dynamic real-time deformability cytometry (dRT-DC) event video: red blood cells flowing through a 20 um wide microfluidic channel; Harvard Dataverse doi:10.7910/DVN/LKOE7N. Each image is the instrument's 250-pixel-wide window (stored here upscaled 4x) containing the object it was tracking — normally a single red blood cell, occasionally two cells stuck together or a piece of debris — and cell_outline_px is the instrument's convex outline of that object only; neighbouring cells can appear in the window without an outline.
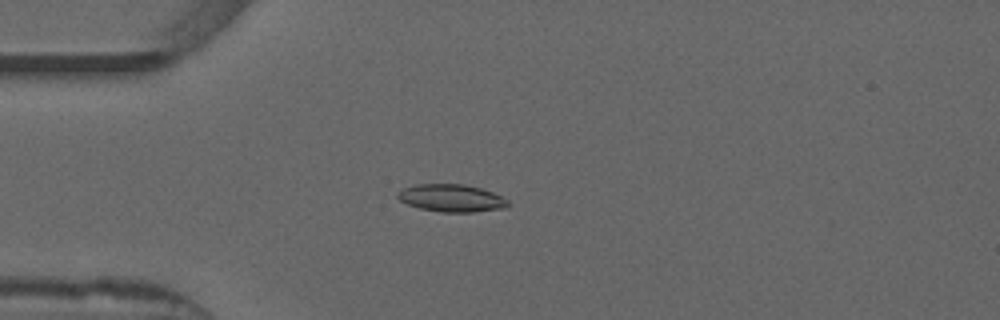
{"species": "common noctule bat (a hibernating species)", "species_latin": "Nyctalus noctula", "temperature_condition": "warm", "stored_images_in_passage": 38, "camera_frame_rate_fps": 3000, "um_per_image_px": 0.085, "animal": {"sex": "male", "forearm_length_mm": 52.5}, "frame": {"image": 1, "passage_image": 3, "time_ms": 0.667, "image_size_px": [1000, 320], "cell_outline_px": [[508, 204], [504, 208], [472, 212], [440, 212], [420, 208], [408, 204], [400, 200], [396, 196], [396, 192], [404, 188], [416, 184], [464, 184], [480, 188], [492, 192], [508, 200]], "centroid_in_image_um": [38.34, 16.83], "position_along_channel_um": 46.7, "area_um2": 17.57}}
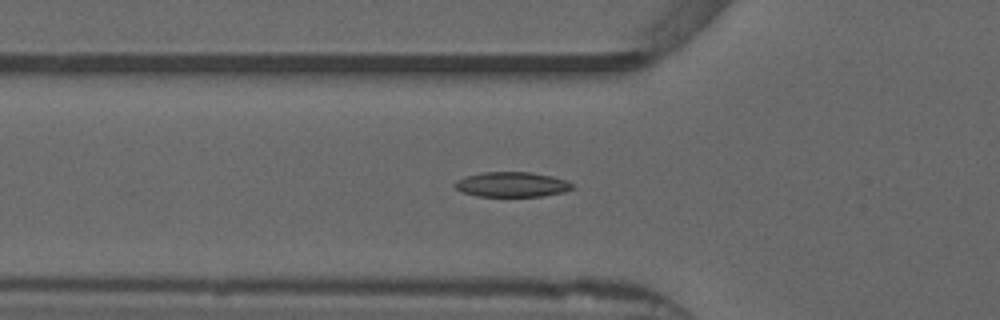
{"frame": {"image": 2, "passage_image": 7, "time_ms": 2.0, "image_size_px": [1000, 320], "cell_outline_px": [[572, 188], [564, 192], [544, 196], [476, 196], [460, 192], [452, 184], [456, 180], [464, 176], [480, 172], [532, 172], [552, 176], [564, 180], [572, 184]], "centroid_in_image_um": [43.43, 15.67], "position_along_channel_um": 82.4, "area_um2": 17.22}}
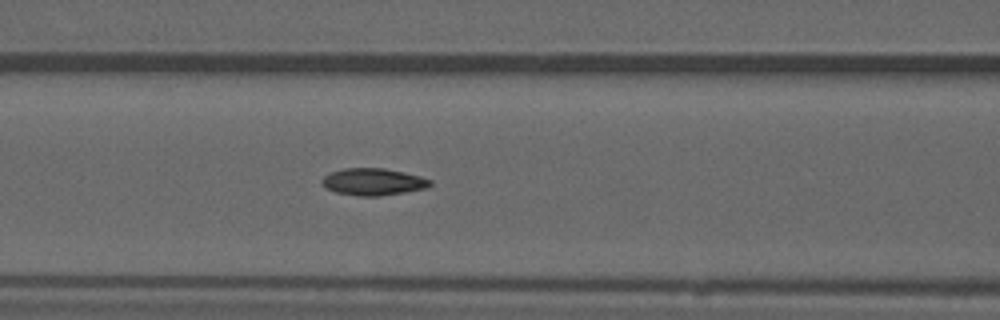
{"frame": {"image": 3, "passage_image": 11, "time_ms": 3.333, "image_size_px": [1000, 320], "cell_outline_px": [[432, 184], [428, 188], [380, 196], [356, 196], [336, 192], [324, 188], [320, 184], [320, 180], [324, 176], [332, 172], [344, 168], [384, 168], [404, 172], [420, 176], [432, 180]], "centroid_in_image_um": [31.7, 15.46], "position_along_channel_um": 134.9, "area_um2": 17.22}, "authors_computed_cell_mechanics": {"area_um2": 16.473, "velocity_mm_per_s": 3.8841, "shape_relaxation_time_tau1_ms": 10.9902, "shape_relaxation_time_tau2_ms": 1.7523, "deformation_change_tau1": 0.2497, "deformation_change_tau2": 0.0677}}